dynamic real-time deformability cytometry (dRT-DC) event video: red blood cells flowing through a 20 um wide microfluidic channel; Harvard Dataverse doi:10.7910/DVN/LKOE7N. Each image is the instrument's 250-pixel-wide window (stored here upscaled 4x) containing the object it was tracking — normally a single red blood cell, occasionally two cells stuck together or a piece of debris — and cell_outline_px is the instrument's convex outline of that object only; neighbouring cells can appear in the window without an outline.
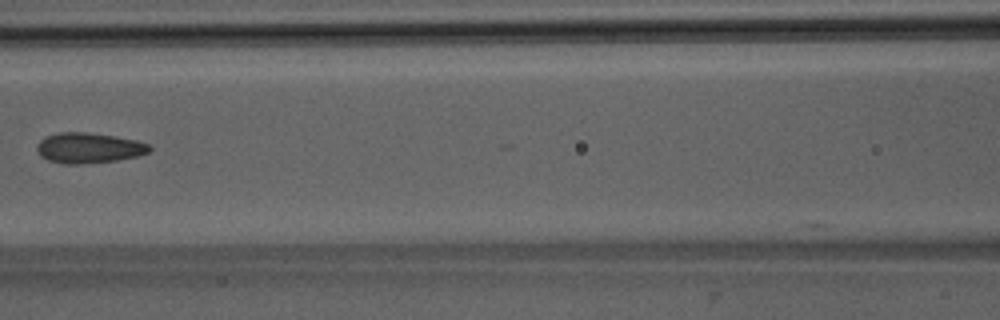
{"species": "Egyptian fruit bat (a non-hibernating species)", "species_latin": "Rousettus aegyptiacus", "temperature_condition": "room temperature", "stored_images_in_passage": 4, "camera_frame_rate_fps": 3000, "um_per_image_px": 0.085, "animal": {"sex": "male"}, "frame": {"image": 1, "passage_image": 3, "time_ms": 2.333, "image_size_px": [1000, 320], "cell_outline_px": [[152, 148], [148, 152], [136, 156], [116, 160], [80, 164], [64, 164], [48, 160], [40, 156], [36, 148], [36, 144], [44, 136], [60, 132], [88, 132], [116, 136], [136, 140], [148, 144]], "centroid_in_image_um": [7.5, 12.56], "position_along_channel_um": 159.1, "area_um2": 20.0}}